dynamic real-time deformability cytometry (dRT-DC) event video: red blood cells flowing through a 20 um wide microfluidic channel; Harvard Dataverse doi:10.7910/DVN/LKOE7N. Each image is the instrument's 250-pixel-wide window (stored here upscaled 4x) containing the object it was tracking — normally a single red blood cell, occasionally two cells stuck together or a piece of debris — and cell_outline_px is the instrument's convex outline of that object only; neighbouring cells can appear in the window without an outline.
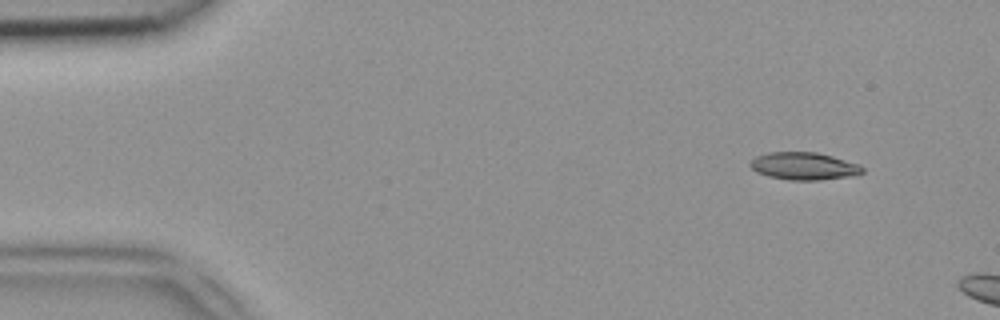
{"species": "common noctule bat (a hibernating species)", "species_latin": "Nyctalus noctula", "temperature_condition": "room temperature", "stored_images_in_passage": 5, "camera_frame_rate_fps": 3000, "um_per_image_px": 0.085, "animal": {"sex": "female", "body_mass_g": 18.4}, "frame": {"image": 1, "passage_image": 1, "time_ms": 0.0, "image_size_px": [1000, 320], "cell_outline_px": [[864, 172], [852, 176], [820, 180], [788, 180], [768, 176], [756, 172], [748, 164], [756, 156], [768, 152], [816, 152], [832, 156], [860, 164], [864, 168]], "centroid_in_image_um": [68.34, 14.12], "position_along_channel_um": 16.7, "area_um2": 18.09}}